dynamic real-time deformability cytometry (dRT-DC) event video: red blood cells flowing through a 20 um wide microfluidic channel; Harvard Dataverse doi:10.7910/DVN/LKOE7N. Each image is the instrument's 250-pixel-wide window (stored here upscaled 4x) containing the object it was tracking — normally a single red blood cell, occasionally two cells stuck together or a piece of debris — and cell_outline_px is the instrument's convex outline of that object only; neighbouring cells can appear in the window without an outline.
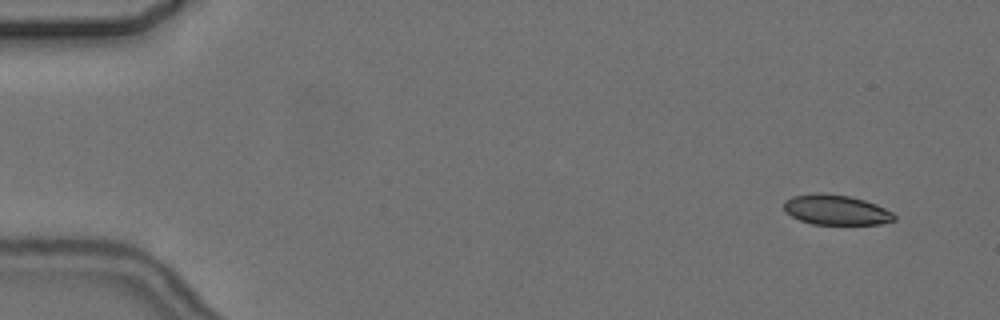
{"species": "common noctule bat (a hibernating species)", "species_latin": "Nyctalus noctula", "temperature_condition": "cold", "stored_images_in_passage": 4, "camera_frame_rate_fps": 3000, "um_per_image_px": 0.085, "animal": {"sex": "female", "body_mass_g": 24.6, "forearm_length_mm": 56.2}, "frame": {"image": 1, "passage_image": 1, "time_ms": 0.0, "image_size_px": [1000, 320], "cell_outline_px": [[896, 220], [880, 224], [812, 224], [800, 220], [784, 212], [784, 200], [792, 196], [812, 192], [824, 192], [848, 196], [864, 200], [876, 204], [892, 212], [896, 216]], "centroid_in_image_um": [71.03, 17.82], "position_along_channel_um": 14.0, "area_um2": 19.54}}
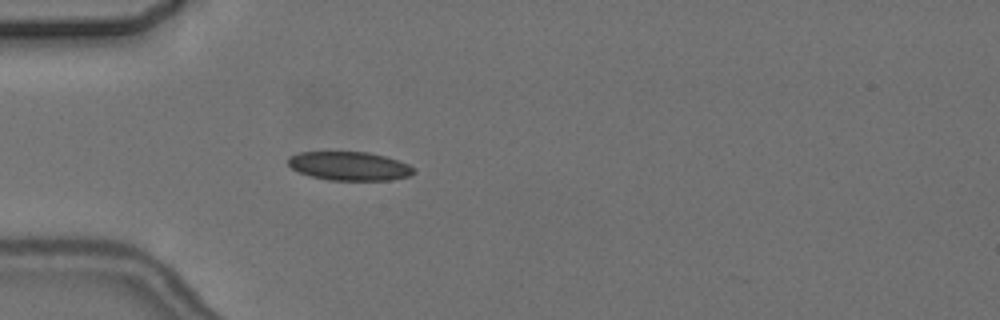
{"frame": {"image": 2, "passage_image": 4, "time_ms": 4.333, "image_size_px": [1000, 320], "cell_outline_px": [[416, 172], [412, 176], [388, 180], [328, 180], [312, 176], [300, 172], [292, 168], [288, 164], [288, 156], [300, 152], [368, 152], [384, 156], [408, 164], [416, 168]], "centroid_in_image_um": [29.73, 14.12], "position_along_channel_um": 55.3, "area_um2": 21.04}}